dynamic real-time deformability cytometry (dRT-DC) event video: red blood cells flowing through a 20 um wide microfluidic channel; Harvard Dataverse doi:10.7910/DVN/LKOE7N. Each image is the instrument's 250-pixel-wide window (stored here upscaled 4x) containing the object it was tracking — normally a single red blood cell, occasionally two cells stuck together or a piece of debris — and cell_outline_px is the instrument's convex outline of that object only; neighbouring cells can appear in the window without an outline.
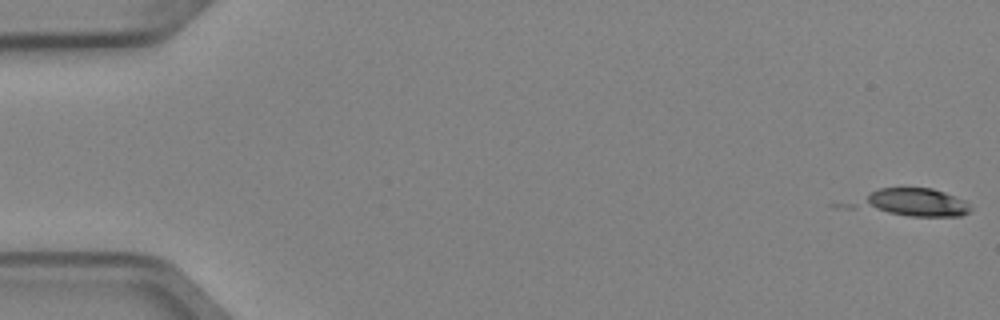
{"species": "Egyptian fruit bat (a non-hibernating species)", "species_latin": "Rousettus aegyptiacus", "temperature_condition": "cold", "stored_images_in_passage": 5, "camera_frame_rate_fps": 3000, "um_per_image_px": 0.085, "animal": {"sex": "female"}, "frame": {"image": 1, "passage_image": 1, "time_ms": 0.0, "image_size_px": [1000, 320], "cell_outline_px": [[972, 208], [968, 212], [960, 216], [908, 216], [836, 208], [828, 204], [880, 188], [932, 188], [944, 192], [964, 200]], "centroid_in_image_um": [77.04, 17.22], "position_along_channel_um": 8.0, "area_um2": 20.92}}
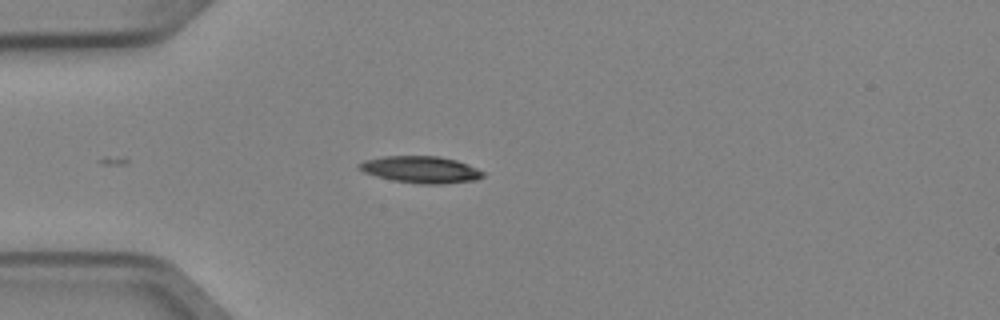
{"frame": {"image": 2, "passage_image": 5, "time_ms": 1.333, "image_size_px": [1000, 320], "cell_outline_px": [[484, 176], [476, 180], [444, 184], [420, 184], [392, 180], [376, 176], [364, 172], [356, 164], [364, 160], [384, 156], [436, 156], [456, 160], [468, 164], [484, 172]], "centroid_in_image_um": [35.77, 14.42], "position_along_channel_um": 49.2, "area_um2": 19.36}}